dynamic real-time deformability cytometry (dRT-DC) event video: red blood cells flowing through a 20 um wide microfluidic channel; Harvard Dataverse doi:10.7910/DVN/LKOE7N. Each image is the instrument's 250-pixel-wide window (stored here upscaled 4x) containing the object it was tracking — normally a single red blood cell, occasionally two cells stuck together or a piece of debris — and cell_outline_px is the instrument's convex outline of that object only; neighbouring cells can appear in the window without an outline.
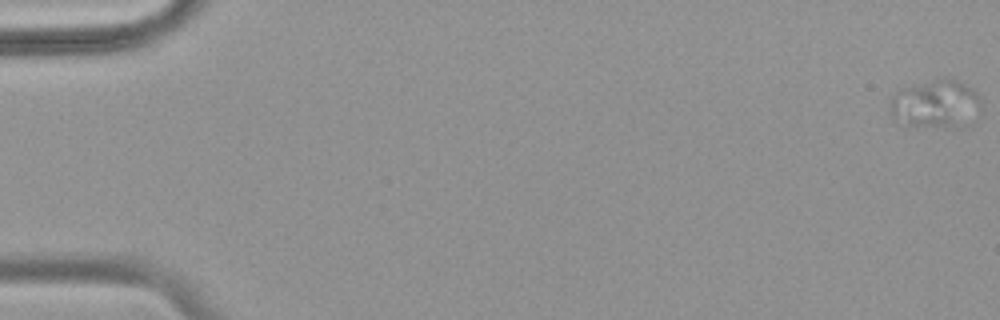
{"species": "common noctule bat (a hibernating species)", "species_latin": "Nyctalus noctula", "temperature_condition": "warm", "stored_images_in_passage": 55, "camera_frame_rate_fps": 3000, "um_per_image_px": 0.085, "animal": {"sex": "female", "body_mass_g": 18.4}, "frame": {"image": 1, "passage_image": 1, "time_ms": 0.0, "image_size_px": [1000, 320], "cell_outline_px": [[980, 104], [972, 124], [964, 128], [908, 124], [892, 120], [888, 108], [892, 96], [896, 92], [904, 88], [940, 76], [952, 76], [972, 88], [980, 96]], "centroid_in_image_um": [79.56, 8.81], "position_along_channel_um": 5.4, "area_um2": 26.3}}
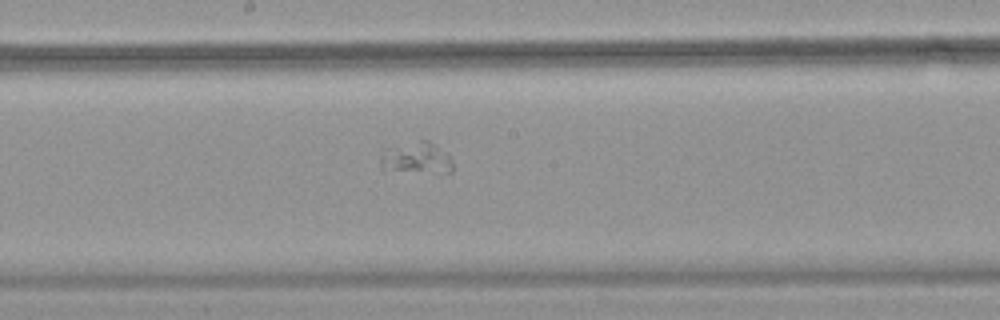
{"frame": {"image": 2, "passage_image": 31, "time_ms": 10.0, "image_size_px": [1000, 320], "cell_outline_px": [[452, 172], [380, 172], [380, 152], [384, 148], [420, 140], [428, 140], [436, 144], [452, 156]], "centroid_in_image_um": [35.33, 13.45], "position_along_channel_um": 212.9, "area_um2": 14.05}}
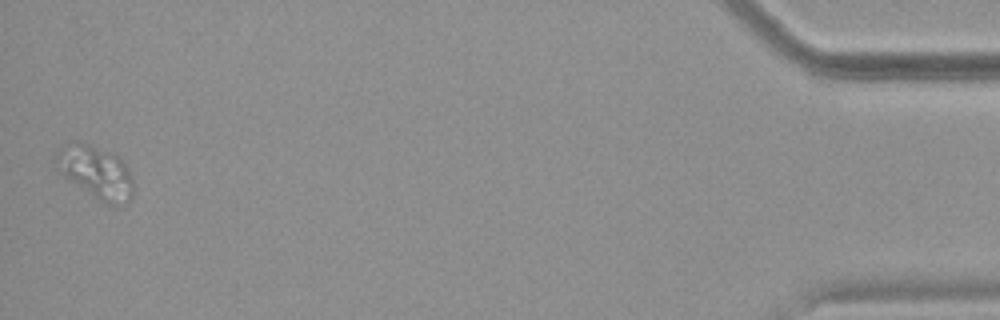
{"frame": {"image": 3, "passage_image": 55, "time_ms": 18.0, "image_size_px": [1000, 320], "cell_outline_px": [[132, 196], [128, 200], [116, 204], [108, 204], [100, 200], [64, 176], [60, 172], [56, 156], [56, 152], [60, 148], [72, 140], [76, 140], [116, 156], [124, 164], [132, 180]], "centroid_in_image_um": [8.11, 14.61], "position_along_channel_um": 427.1, "area_um2": 22.54}}